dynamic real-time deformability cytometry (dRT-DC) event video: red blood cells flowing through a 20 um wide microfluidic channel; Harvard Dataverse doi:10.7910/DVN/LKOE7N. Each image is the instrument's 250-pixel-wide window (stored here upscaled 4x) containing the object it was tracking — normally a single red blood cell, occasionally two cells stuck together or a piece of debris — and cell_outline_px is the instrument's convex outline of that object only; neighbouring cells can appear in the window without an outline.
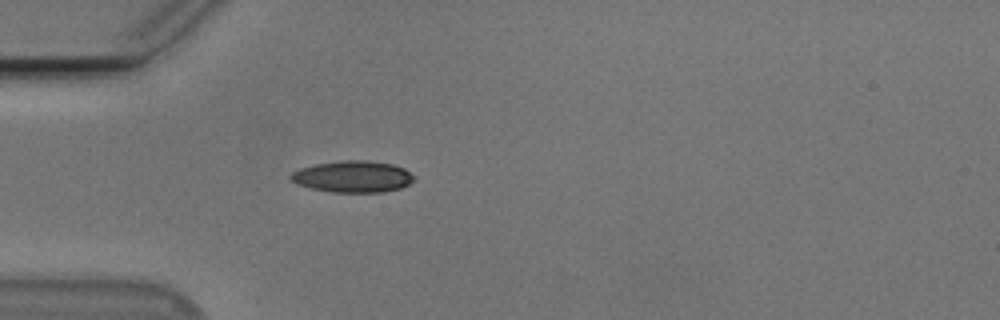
{"species": "Egyptian fruit bat (a non-hibernating species)", "species_latin": "Rousettus aegyptiacus", "temperature_condition": "cold", "stored_images_in_passage": 14, "camera_frame_rate_fps": 3000, "um_per_image_px": 0.085, "animal": {"sex": "male"}, "frame": {"image": 1, "passage_image": 7, "time_ms": 2.0, "image_size_px": [1000, 320], "cell_outline_px": [[416, 176], [408, 184], [400, 188], [384, 192], [332, 192], [312, 188], [300, 184], [292, 180], [288, 176], [292, 172], [300, 168], [316, 164], [344, 160], [368, 160], [392, 164], [404, 168]], "centroid_in_image_um": [30.01, 15.0], "position_along_channel_um": 55.0, "area_um2": 22.54}}
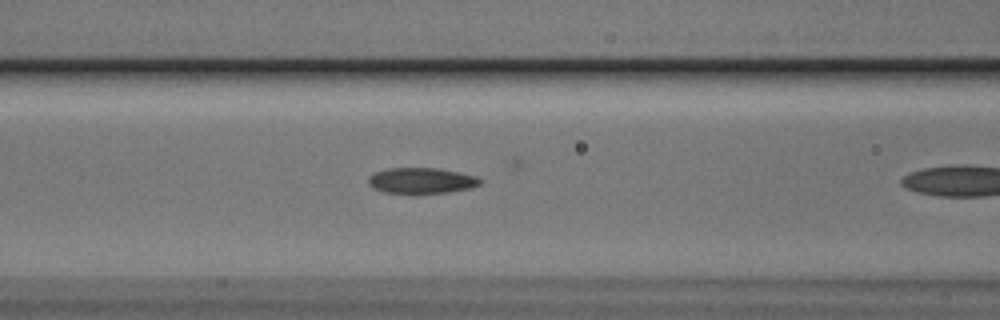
{"frame": {"image": 2, "passage_image": 10, "time_ms": 3.0, "image_size_px": [1000, 320], "cell_outline_px": [[484, 180], [480, 184], [472, 188], [448, 192], [416, 196], [384, 192], [372, 188], [368, 184], [368, 176], [372, 172], [388, 168], [440, 168], [460, 172], [476, 176]], "centroid_in_image_um": [35.8, 15.38], "position_along_channel_um": 130.8, "area_um2": 17.74}}